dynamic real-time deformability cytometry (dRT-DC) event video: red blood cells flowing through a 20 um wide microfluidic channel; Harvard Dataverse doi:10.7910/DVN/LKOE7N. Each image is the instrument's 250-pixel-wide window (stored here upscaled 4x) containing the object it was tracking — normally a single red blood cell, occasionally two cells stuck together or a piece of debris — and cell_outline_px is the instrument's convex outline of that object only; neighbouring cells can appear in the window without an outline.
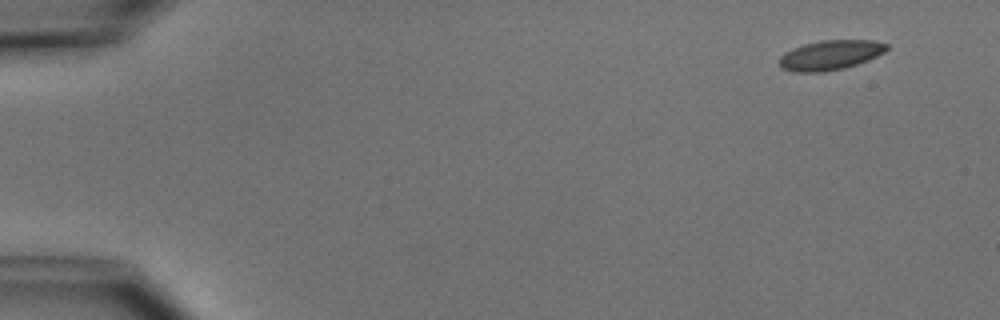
{"species": "common noctule bat (a hibernating species)", "species_latin": "Nyctalus noctula", "temperature_condition": "cold", "stored_images_in_passage": 5, "segment_of_instrument_passage": [2, 2], "camera_frame_rate_fps": 3000, "um_per_image_px": 0.085, "animal": {"sex": "male", "body_mass_g": 15.6}, "frame": {"image": 1, "passage_image": 5, "time_ms": 5.0, "image_size_px": [1000, 320], "cell_outline_px": [[888, 48], [884, 52], [868, 60], [844, 68], [824, 72], [792, 72], [780, 68], [780, 56], [784, 52], [792, 48], [804, 44], [820, 40], [872, 40], [888, 44]], "centroid_in_image_um": [70.54, 4.68], "position_along_channel_um": 14.5, "area_um2": 18.67}}